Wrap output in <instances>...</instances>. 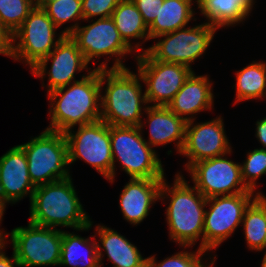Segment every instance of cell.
<instances>
[{
	"label": "cell",
	"instance_id": "cell-1",
	"mask_svg": "<svg viewBox=\"0 0 266 267\" xmlns=\"http://www.w3.org/2000/svg\"><path fill=\"white\" fill-rule=\"evenodd\" d=\"M87 72L80 80L47 93L51 123L46 130L65 132L77 124L81 126L100 120L103 92L100 69Z\"/></svg>",
	"mask_w": 266,
	"mask_h": 267
},
{
	"label": "cell",
	"instance_id": "cell-2",
	"mask_svg": "<svg viewBox=\"0 0 266 267\" xmlns=\"http://www.w3.org/2000/svg\"><path fill=\"white\" fill-rule=\"evenodd\" d=\"M97 68L100 69L101 88L107 82L105 93L101 94L100 120L112 126L143 129L146 124L142 122V109L147 101L145 93L142 94L141 76L127 67L108 69L106 62H102Z\"/></svg>",
	"mask_w": 266,
	"mask_h": 267
},
{
	"label": "cell",
	"instance_id": "cell-3",
	"mask_svg": "<svg viewBox=\"0 0 266 267\" xmlns=\"http://www.w3.org/2000/svg\"><path fill=\"white\" fill-rule=\"evenodd\" d=\"M170 187L164 177L159 199H170L166 209V221L171 240L186 249L195 245L202 237L199 248L203 249V225L207 198L195 186L191 187L180 172L175 175L174 185Z\"/></svg>",
	"mask_w": 266,
	"mask_h": 267
},
{
	"label": "cell",
	"instance_id": "cell-4",
	"mask_svg": "<svg viewBox=\"0 0 266 267\" xmlns=\"http://www.w3.org/2000/svg\"><path fill=\"white\" fill-rule=\"evenodd\" d=\"M29 222L54 229L70 227L76 231L89 230L93 225L77 197L71 176L35 188Z\"/></svg>",
	"mask_w": 266,
	"mask_h": 267
},
{
	"label": "cell",
	"instance_id": "cell-5",
	"mask_svg": "<svg viewBox=\"0 0 266 267\" xmlns=\"http://www.w3.org/2000/svg\"><path fill=\"white\" fill-rule=\"evenodd\" d=\"M109 131L113 158V180H109L111 183L116 174V160H119L130 178H164V168L158 154L146 142L140 127L109 125Z\"/></svg>",
	"mask_w": 266,
	"mask_h": 267
},
{
	"label": "cell",
	"instance_id": "cell-6",
	"mask_svg": "<svg viewBox=\"0 0 266 267\" xmlns=\"http://www.w3.org/2000/svg\"><path fill=\"white\" fill-rule=\"evenodd\" d=\"M25 152L35 187L70 177L68 146L64 132L46 130L19 145Z\"/></svg>",
	"mask_w": 266,
	"mask_h": 267
},
{
	"label": "cell",
	"instance_id": "cell-7",
	"mask_svg": "<svg viewBox=\"0 0 266 267\" xmlns=\"http://www.w3.org/2000/svg\"><path fill=\"white\" fill-rule=\"evenodd\" d=\"M10 235L13 252L20 267L59 266L62 230L35 225L14 228L4 233L3 240Z\"/></svg>",
	"mask_w": 266,
	"mask_h": 267
},
{
	"label": "cell",
	"instance_id": "cell-8",
	"mask_svg": "<svg viewBox=\"0 0 266 267\" xmlns=\"http://www.w3.org/2000/svg\"><path fill=\"white\" fill-rule=\"evenodd\" d=\"M64 135L68 146L69 164L82 159L103 177L113 180L109 124L99 120L79 126L76 132L70 128Z\"/></svg>",
	"mask_w": 266,
	"mask_h": 267
},
{
	"label": "cell",
	"instance_id": "cell-9",
	"mask_svg": "<svg viewBox=\"0 0 266 267\" xmlns=\"http://www.w3.org/2000/svg\"><path fill=\"white\" fill-rule=\"evenodd\" d=\"M216 31L217 28L208 22L177 29L157 36L164 38L145 49V52L153 60L178 63L192 69L191 63L205 53Z\"/></svg>",
	"mask_w": 266,
	"mask_h": 267
},
{
	"label": "cell",
	"instance_id": "cell-10",
	"mask_svg": "<svg viewBox=\"0 0 266 267\" xmlns=\"http://www.w3.org/2000/svg\"><path fill=\"white\" fill-rule=\"evenodd\" d=\"M207 198L203 225V249L211 251L228 239L241 224L245 209L261 192Z\"/></svg>",
	"mask_w": 266,
	"mask_h": 267
},
{
	"label": "cell",
	"instance_id": "cell-11",
	"mask_svg": "<svg viewBox=\"0 0 266 267\" xmlns=\"http://www.w3.org/2000/svg\"><path fill=\"white\" fill-rule=\"evenodd\" d=\"M57 29L45 11L35 7L13 34L12 58L15 61L23 59L22 62L32 70L64 37L61 33L55 39Z\"/></svg>",
	"mask_w": 266,
	"mask_h": 267
},
{
	"label": "cell",
	"instance_id": "cell-12",
	"mask_svg": "<svg viewBox=\"0 0 266 267\" xmlns=\"http://www.w3.org/2000/svg\"><path fill=\"white\" fill-rule=\"evenodd\" d=\"M138 74L146 85L147 105L167 106L193 72L189 67L153 60L146 52L136 54Z\"/></svg>",
	"mask_w": 266,
	"mask_h": 267
},
{
	"label": "cell",
	"instance_id": "cell-13",
	"mask_svg": "<svg viewBox=\"0 0 266 267\" xmlns=\"http://www.w3.org/2000/svg\"><path fill=\"white\" fill-rule=\"evenodd\" d=\"M224 156L200 160L187 169L196 189L205 198L253 192L242 181L241 165Z\"/></svg>",
	"mask_w": 266,
	"mask_h": 267
},
{
	"label": "cell",
	"instance_id": "cell-14",
	"mask_svg": "<svg viewBox=\"0 0 266 267\" xmlns=\"http://www.w3.org/2000/svg\"><path fill=\"white\" fill-rule=\"evenodd\" d=\"M92 24L78 26L70 37L77 43L79 50L83 53L89 64L93 58L101 56L115 57L111 69L126 68L123 57L135 52L121 38L115 23L111 17L98 18L91 21Z\"/></svg>",
	"mask_w": 266,
	"mask_h": 267
},
{
	"label": "cell",
	"instance_id": "cell-15",
	"mask_svg": "<svg viewBox=\"0 0 266 267\" xmlns=\"http://www.w3.org/2000/svg\"><path fill=\"white\" fill-rule=\"evenodd\" d=\"M188 121L185 128V141L180 152L189 160L186 170L200 160L231 154L232 148L225 134L222 117L207 122L197 123Z\"/></svg>",
	"mask_w": 266,
	"mask_h": 267
},
{
	"label": "cell",
	"instance_id": "cell-16",
	"mask_svg": "<svg viewBox=\"0 0 266 267\" xmlns=\"http://www.w3.org/2000/svg\"><path fill=\"white\" fill-rule=\"evenodd\" d=\"M51 60L50 70L47 71V64ZM88 69L83 53L79 50L77 43L70 37L64 36L55 49L43 58L32 70L34 76L44 79L48 74L47 93L65 87L78 80H75V72ZM46 73V74H45Z\"/></svg>",
	"mask_w": 266,
	"mask_h": 267
},
{
	"label": "cell",
	"instance_id": "cell-17",
	"mask_svg": "<svg viewBox=\"0 0 266 267\" xmlns=\"http://www.w3.org/2000/svg\"><path fill=\"white\" fill-rule=\"evenodd\" d=\"M29 172L24 150L19 146L12 147L0 157V204H15L29 195L30 201L35 190Z\"/></svg>",
	"mask_w": 266,
	"mask_h": 267
},
{
	"label": "cell",
	"instance_id": "cell-18",
	"mask_svg": "<svg viewBox=\"0 0 266 267\" xmlns=\"http://www.w3.org/2000/svg\"><path fill=\"white\" fill-rule=\"evenodd\" d=\"M163 179L130 178L120 194V209L125 220L140 224L148 215L151 206L159 199Z\"/></svg>",
	"mask_w": 266,
	"mask_h": 267
},
{
	"label": "cell",
	"instance_id": "cell-19",
	"mask_svg": "<svg viewBox=\"0 0 266 267\" xmlns=\"http://www.w3.org/2000/svg\"><path fill=\"white\" fill-rule=\"evenodd\" d=\"M211 86L207 75L197 76L193 71L167 107L186 122L195 120L194 114L213 108Z\"/></svg>",
	"mask_w": 266,
	"mask_h": 267
},
{
	"label": "cell",
	"instance_id": "cell-20",
	"mask_svg": "<svg viewBox=\"0 0 266 267\" xmlns=\"http://www.w3.org/2000/svg\"><path fill=\"white\" fill-rule=\"evenodd\" d=\"M147 114L149 124L150 147L166 145L176 141L177 153L180 154L185 141L186 121L174 114L167 106H146L143 109Z\"/></svg>",
	"mask_w": 266,
	"mask_h": 267
},
{
	"label": "cell",
	"instance_id": "cell-21",
	"mask_svg": "<svg viewBox=\"0 0 266 267\" xmlns=\"http://www.w3.org/2000/svg\"><path fill=\"white\" fill-rule=\"evenodd\" d=\"M96 231L95 235H99L100 238L97 242L100 267L103 264V249L114 267H149L147 258H143L137 247L125 236L99 224L96 226Z\"/></svg>",
	"mask_w": 266,
	"mask_h": 267
},
{
	"label": "cell",
	"instance_id": "cell-22",
	"mask_svg": "<svg viewBox=\"0 0 266 267\" xmlns=\"http://www.w3.org/2000/svg\"><path fill=\"white\" fill-rule=\"evenodd\" d=\"M255 0H197L201 14L217 29L245 20ZM247 16V17H246Z\"/></svg>",
	"mask_w": 266,
	"mask_h": 267
},
{
	"label": "cell",
	"instance_id": "cell-23",
	"mask_svg": "<svg viewBox=\"0 0 266 267\" xmlns=\"http://www.w3.org/2000/svg\"><path fill=\"white\" fill-rule=\"evenodd\" d=\"M62 231L60 266L100 267L97 241ZM93 239V240H91ZM82 264V265H81Z\"/></svg>",
	"mask_w": 266,
	"mask_h": 267
},
{
	"label": "cell",
	"instance_id": "cell-24",
	"mask_svg": "<svg viewBox=\"0 0 266 267\" xmlns=\"http://www.w3.org/2000/svg\"><path fill=\"white\" fill-rule=\"evenodd\" d=\"M193 0H164L157 17L148 27L149 39L185 28L193 19Z\"/></svg>",
	"mask_w": 266,
	"mask_h": 267
},
{
	"label": "cell",
	"instance_id": "cell-25",
	"mask_svg": "<svg viewBox=\"0 0 266 267\" xmlns=\"http://www.w3.org/2000/svg\"><path fill=\"white\" fill-rule=\"evenodd\" d=\"M111 18L123 41L135 52L142 51L144 53L145 50L140 48L141 43L138 42L133 47L130 41L133 38L144 39L143 42L150 40L148 27L132 0H121L113 11Z\"/></svg>",
	"mask_w": 266,
	"mask_h": 267
},
{
	"label": "cell",
	"instance_id": "cell-26",
	"mask_svg": "<svg viewBox=\"0 0 266 267\" xmlns=\"http://www.w3.org/2000/svg\"><path fill=\"white\" fill-rule=\"evenodd\" d=\"M236 100H252L266 97V63L253 61L236 73Z\"/></svg>",
	"mask_w": 266,
	"mask_h": 267
},
{
	"label": "cell",
	"instance_id": "cell-27",
	"mask_svg": "<svg viewBox=\"0 0 266 267\" xmlns=\"http://www.w3.org/2000/svg\"><path fill=\"white\" fill-rule=\"evenodd\" d=\"M247 246L262 251L266 234V196L258 195L245 209L241 222Z\"/></svg>",
	"mask_w": 266,
	"mask_h": 267
},
{
	"label": "cell",
	"instance_id": "cell-28",
	"mask_svg": "<svg viewBox=\"0 0 266 267\" xmlns=\"http://www.w3.org/2000/svg\"><path fill=\"white\" fill-rule=\"evenodd\" d=\"M43 10L57 28L66 22L75 21L74 25L62 30L64 36H70L79 26L77 22L83 20L81 0H57L48 3Z\"/></svg>",
	"mask_w": 266,
	"mask_h": 267
},
{
	"label": "cell",
	"instance_id": "cell-29",
	"mask_svg": "<svg viewBox=\"0 0 266 267\" xmlns=\"http://www.w3.org/2000/svg\"><path fill=\"white\" fill-rule=\"evenodd\" d=\"M34 8V0H0V22L14 34Z\"/></svg>",
	"mask_w": 266,
	"mask_h": 267
},
{
	"label": "cell",
	"instance_id": "cell-30",
	"mask_svg": "<svg viewBox=\"0 0 266 267\" xmlns=\"http://www.w3.org/2000/svg\"><path fill=\"white\" fill-rule=\"evenodd\" d=\"M240 165L243 183L249 190L256 192V180L266 174V149L257 148L248 152L246 160Z\"/></svg>",
	"mask_w": 266,
	"mask_h": 267
},
{
	"label": "cell",
	"instance_id": "cell-31",
	"mask_svg": "<svg viewBox=\"0 0 266 267\" xmlns=\"http://www.w3.org/2000/svg\"><path fill=\"white\" fill-rule=\"evenodd\" d=\"M207 250L198 247L196 252H178L171 257H167L163 261L157 263L155 255L147 257L149 267H213L216 257L211 260V263L204 264L202 256H205Z\"/></svg>",
	"mask_w": 266,
	"mask_h": 267
},
{
	"label": "cell",
	"instance_id": "cell-32",
	"mask_svg": "<svg viewBox=\"0 0 266 267\" xmlns=\"http://www.w3.org/2000/svg\"><path fill=\"white\" fill-rule=\"evenodd\" d=\"M121 0H81L83 20L111 17L113 11Z\"/></svg>",
	"mask_w": 266,
	"mask_h": 267
},
{
	"label": "cell",
	"instance_id": "cell-33",
	"mask_svg": "<svg viewBox=\"0 0 266 267\" xmlns=\"http://www.w3.org/2000/svg\"><path fill=\"white\" fill-rule=\"evenodd\" d=\"M141 13L144 23L149 27L157 17L164 0H132Z\"/></svg>",
	"mask_w": 266,
	"mask_h": 267
},
{
	"label": "cell",
	"instance_id": "cell-34",
	"mask_svg": "<svg viewBox=\"0 0 266 267\" xmlns=\"http://www.w3.org/2000/svg\"><path fill=\"white\" fill-rule=\"evenodd\" d=\"M13 34L0 22V54L12 58Z\"/></svg>",
	"mask_w": 266,
	"mask_h": 267
},
{
	"label": "cell",
	"instance_id": "cell-35",
	"mask_svg": "<svg viewBox=\"0 0 266 267\" xmlns=\"http://www.w3.org/2000/svg\"><path fill=\"white\" fill-rule=\"evenodd\" d=\"M7 240H2L0 242V267H20V264L16 258L15 253L13 252L12 257L6 256L5 252L3 249H5V244Z\"/></svg>",
	"mask_w": 266,
	"mask_h": 267
},
{
	"label": "cell",
	"instance_id": "cell-36",
	"mask_svg": "<svg viewBox=\"0 0 266 267\" xmlns=\"http://www.w3.org/2000/svg\"><path fill=\"white\" fill-rule=\"evenodd\" d=\"M256 138L266 149V117L256 122Z\"/></svg>",
	"mask_w": 266,
	"mask_h": 267
},
{
	"label": "cell",
	"instance_id": "cell-37",
	"mask_svg": "<svg viewBox=\"0 0 266 267\" xmlns=\"http://www.w3.org/2000/svg\"><path fill=\"white\" fill-rule=\"evenodd\" d=\"M54 1H57V0H34V5L35 7L43 9L48 3L54 2Z\"/></svg>",
	"mask_w": 266,
	"mask_h": 267
},
{
	"label": "cell",
	"instance_id": "cell-38",
	"mask_svg": "<svg viewBox=\"0 0 266 267\" xmlns=\"http://www.w3.org/2000/svg\"><path fill=\"white\" fill-rule=\"evenodd\" d=\"M265 249H266V234H265V240L263 243V250H265ZM264 257H266V251H265Z\"/></svg>",
	"mask_w": 266,
	"mask_h": 267
},
{
	"label": "cell",
	"instance_id": "cell-39",
	"mask_svg": "<svg viewBox=\"0 0 266 267\" xmlns=\"http://www.w3.org/2000/svg\"><path fill=\"white\" fill-rule=\"evenodd\" d=\"M261 267H266V264L262 261Z\"/></svg>",
	"mask_w": 266,
	"mask_h": 267
},
{
	"label": "cell",
	"instance_id": "cell-40",
	"mask_svg": "<svg viewBox=\"0 0 266 267\" xmlns=\"http://www.w3.org/2000/svg\"><path fill=\"white\" fill-rule=\"evenodd\" d=\"M262 261L266 264V257H263Z\"/></svg>",
	"mask_w": 266,
	"mask_h": 267
}]
</instances>
